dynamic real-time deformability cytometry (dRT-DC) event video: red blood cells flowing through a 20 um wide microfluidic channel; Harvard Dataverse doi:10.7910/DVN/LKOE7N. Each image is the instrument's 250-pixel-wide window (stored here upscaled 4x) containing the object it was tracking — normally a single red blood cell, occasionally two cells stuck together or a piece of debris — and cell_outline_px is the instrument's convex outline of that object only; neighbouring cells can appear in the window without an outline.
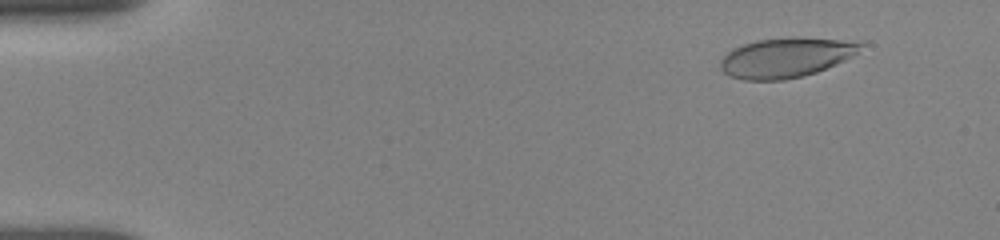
{"species": "human", "species_latin": "Homo sapiens", "temperature_condition": "room temperature", "stored_images_in_passage": 13, "camera_frame_rate_fps": 3000, "um_per_image_px": 0.085, "donor": {"sex": "female"}, "frame": {"image": 1, "passage_image": 3, "time_ms": 1.333, "image_size_px": [1000, 240], "cell_outline_px": [[864, 44], [852, 56], [836, 64], [816, 72], [784, 80], [744, 80], [732, 76], [724, 72], [720, 68], [720, 60], [732, 48], [756, 40], [796, 36], [864, 40]], "centroid_in_image_um": [66.86, 4.86], "position_along_channel_um": 18.1, "area_um2": 32.89}}
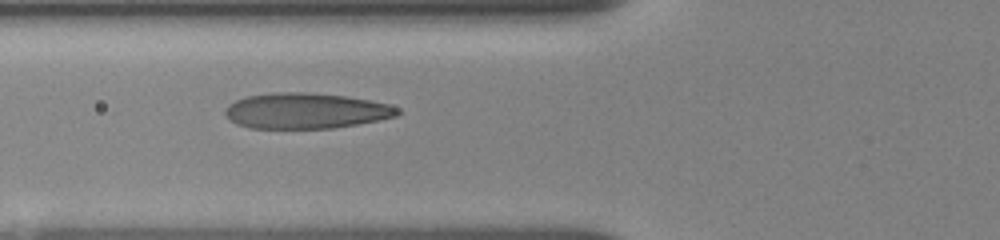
{"frame": {"image": 2, "passage_image": 10, "time_ms": 6.333, "image_size_px": [1000, 240], "cell_outline_px": [[400, 112], [396, 116], [380, 120], [332, 128], [248, 128], [236, 124], [224, 112], [224, 108], [228, 104], [236, 100], [248, 96], [276, 92], [308, 92], [344, 96], [368, 100], [388, 104], [400, 108]], "centroid_in_image_um": [25.98, 9.42], "position_along_channel_um": 99.8, "area_um2": 35.66}}
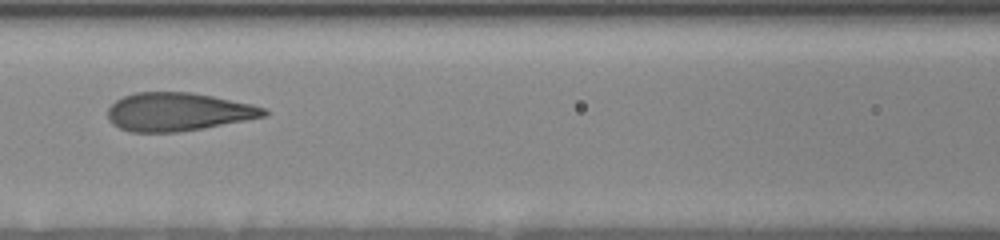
{"frame": {"image": 3, "passage_image": 12, "time_ms": 7.667, "image_size_px": [1000, 240], "cell_outline_px": [[268, 116], [204, 128], [176, 132], [132, 132], [120, 128], [112, 124], [108, 120], [108, 108], [116, 100], [124, 96], [136, 92], [192, 92], [252, 104], [264, 108], [268, 112]], "centroid_in_image_um": [15.13, 9.51], "position_along_channel_um": 151.5, "area_um2": 34.85}}